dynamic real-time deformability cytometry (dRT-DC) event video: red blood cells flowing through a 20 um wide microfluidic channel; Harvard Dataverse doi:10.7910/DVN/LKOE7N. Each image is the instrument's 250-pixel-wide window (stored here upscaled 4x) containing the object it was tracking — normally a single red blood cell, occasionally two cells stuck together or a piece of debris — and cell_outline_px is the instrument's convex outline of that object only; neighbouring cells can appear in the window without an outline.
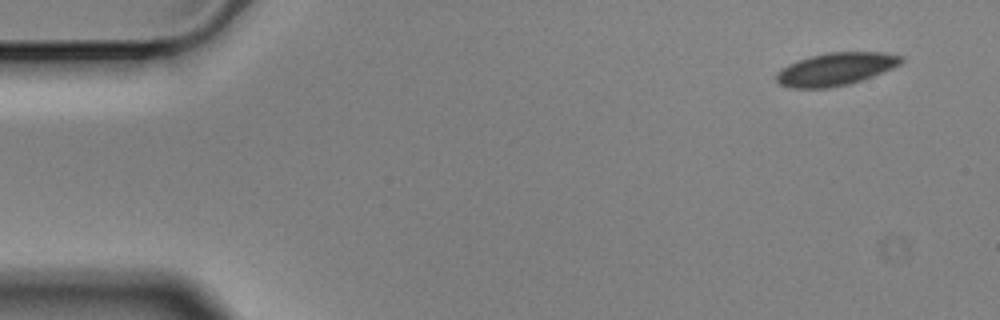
{"species": "Egyptian fruit bat (a non-hibernating species)", "species_latin": "Rousettus aegyptiacus", "temperature_condition": "cold", "stored_images_in_passage": 6, "camera_frame_rate_fps": 3000, "um_per_image_px": 0.085, "animal": {"sex": "male"}, "frame": {"image": 1, "passage_image": 1, "time_ms": 0.0, "image_size_px": [1000, 320], "cell_outline_px": [[904, 60], [900, 64], [892, 68], [872, 76], [848, 84], [828, 88], [788, 88], [780, 84], [776, 80], [776, 72], [780, 68], [796, 60], [828, 52], [884, 52], [900, 56]], "centroid_in_image_um": [70.98, 5.87], "position_along_channel_um": 14.0, "area_um2": 23.76}}
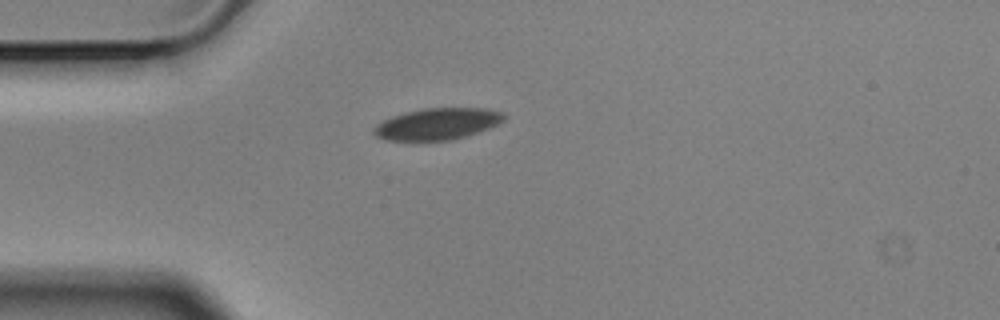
{"frame": {"image": 2, "passage_image": 4, "time_ms": 1.0, "image_size_px": [1000, 320], "cell_outline_px": [[508, 116], [504, 120], [488, 128], [452, 140], [384, 140], [376, 136], [372, 132], [372, 128], [376, 124], [392, 116], [404, 112], [424, 108], [488, 108], [504, 112]], "centroid_in_image_um": [37.17, 10.52], "position_along_channel_um": 47.8, "area_um2": 23.99}}
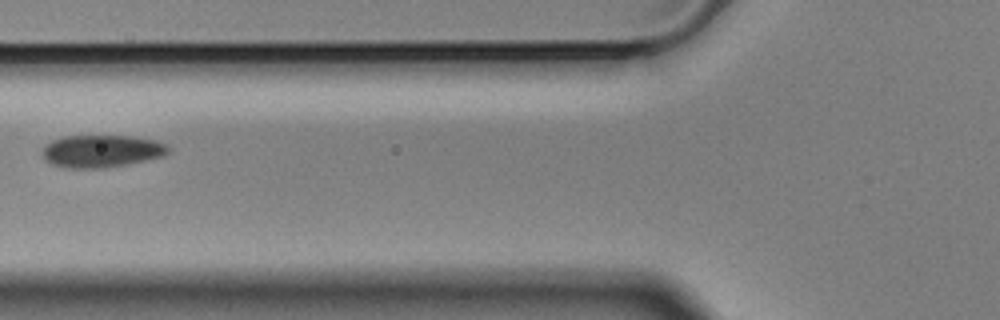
{"frame": {"image": 3, "passage_image": 6, "time_ms": 1.667, "image_size_px": [1000, 320], "cell_outline_px": [[172, 152], [164, 156], [128, 164], [104, 168], [64, 168], [52, 164], [44, 160], [40, 152], [40, 148], [44, 144], [52, 140], [64, 136], [132, 136], [156, 140], [168, 144], [172, 148]], "centroid_in_image_um": [8.63, 12.84], "position_along_channel_um": 117.2, "area_um2": 24.45}}